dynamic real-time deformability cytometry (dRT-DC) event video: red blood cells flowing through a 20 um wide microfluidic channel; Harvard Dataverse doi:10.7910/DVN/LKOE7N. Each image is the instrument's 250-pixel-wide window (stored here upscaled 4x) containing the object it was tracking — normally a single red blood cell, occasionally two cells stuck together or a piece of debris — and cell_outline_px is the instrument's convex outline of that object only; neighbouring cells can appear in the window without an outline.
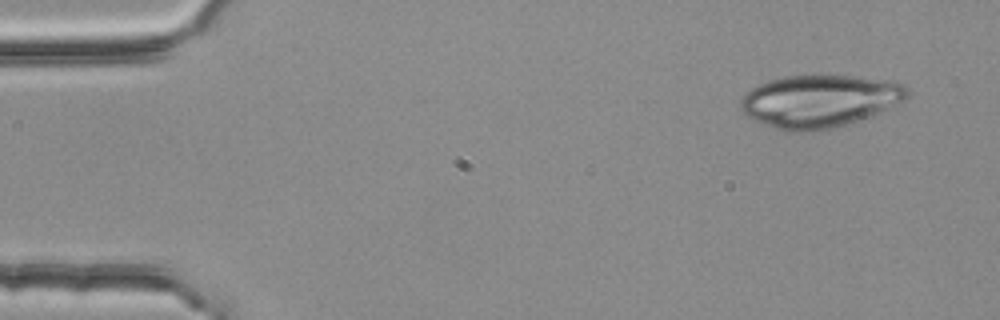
{"species": "common noctule bat (a hibernating species)", "species_latin": "Nyctalus noctula", "temperature_condition": "room temperature", "stored_images_in_passage": 3, "camera_frame_rate_fps": 3000, "um_per_image_px": 0.085, "animal": {"sex": "female", "body_mass_g": 25.1}, "frame": {"image": 1, "passage_image": 1, "time_ms": 0.0, "image_size_px": [1000, 320], "cell_outline_px": [[908, 96], [904, 100], [888, 108], [868, 116], [820, 132], [784, 132], [756, 120], [748, 116], [740, 108], [740, 100], [752, 88], [760, 84], [784, 76], [852, 76], [896, 80], [908, 84]], "centroid_in_image_um": [69.7, 8.59], "position_along_channel_um": 15.3, "area_um2": 50.92}}